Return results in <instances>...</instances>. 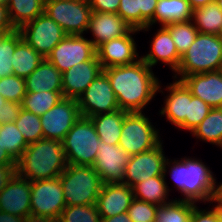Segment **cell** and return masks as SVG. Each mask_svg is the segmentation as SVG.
<instances>
[{
  "label": "cell",
  "mask_w": 222,
  "mask_h": 222,
  "mask_svg": "<svg viewBox=\"0 0 222 222\" xmlns=\"http://www.w3.org/2000/svg\"><path fill=\"white\" fill-rule=\"evenodd\" d=\"M121 110L144 112L157 96L160 80L142 59L130 65L105 68Z\"/></svg>",
  "instance_id": "6da1fadb"
},
{
  "label": "cell",
  "mask_w": 222,
  "mask_h": 222,
  "mask_svg": "<svg viewBox=\"0 0 222 222\" xmlns=\"http://www.w3.org/2000/svg\"><path fill=\"white\" fill-rule=\"evenodd\" d=\"M207 163L202 159L187 157L170 160L165 162L164 176L171 177L174 188L181 193V198L197 203H204L216 192L221 190V182H217L215 174L210 170Z\"/></svg>",
  "instance_id": "7a4b0ae2"
},
{
  "label": "cell",
  "mask_w": 222,
  "mask_h": 222,
  "mask_svg": "<svg viewBox=\"0 0 222 222\" xmlns=\"http://www.w3.org/2000/svg\"><path fill=\"white\" fill-rule=\"evenodd\" d=\"M67 166L62 141L42 138L27 146L15 172L32 182L59 177Z\"/></svg>",
  "instance_id": "3957f363"
},
{
  "label": "cell",
  "mask_w": 222,
  "mask_h": 222,
  "mask_svg": "<svg viewBox=\"0 0 222 222\" xmlns=\"http://www.w3.org/2000/svg\"><path fill=\"white\" fill-rule=\"evenodd\" d=\"M222 68V36L198 33L194 42L181 56L179 67L172 78L218 71Z\"/></svg>",
  "instance_id": "277c9868"
},
{
  "label": "cell",
  "mask_w": 222,
  "mask_h": 222,
  "mask_svg": "<svg viewBox=\"0 0 222 222\" xmlns=\"http://www.w3.org/2000/svg\"><path fill=\"white\" fill-rule=\"evenodd\" d=\"M31 181L16 172L0 175V222H31Z\"/></svg>",
  "instance_id": "5b68a950"
},
{
  "label": "cell",
  "mask_w": 222,
  "mask_h": 222,
  "mask_svg": "<svg viewBox=\"0 0 222 222\" xmlns=\"http://www.w3.org/2000/svg\"><path fill=\"white\" fill-rule=\"evenodd\" d=\"M66 206L96 204L103 182L91 165H69L60 174Z\"/></svg>",
  "instance_id": "8992f818"
},
{
  "label": "cell",
  "mask_w": 222,
  "mask_h": 222,
  "mask_svg": "<svg viewBox=\"0 0 222 222\" xmlns=\"http://www.w3.org/2000/svg\"><path fill=\"white\" fill-rule=\"evenodd\" d=\"M100 144L95 126L89 117L81 116L62 140L69 165H94Z\"/></svg>",
  "instance_id": "52a82bcc"
},
{
  "label": "cell",
  "mask_w": 222,
  "mask_h": 222,
  "mask_svg": "<svg viewBox=\"0 0 222 222\" xmlns=\"http://www.w3.org/2000/svg\"><path fill=\"white\" fill-rule=\"evenodd\" d=\"M144 112H128L123 121L118 146L130 156L156 147L162 139L160 130Z\"/></svg>",
  "instance_id": "ba28073f"
},
{
  "label": "cell",
  "mask_w": 222,
  "mask_h": 222,
  "mask_svg": "<svg viewBox=\"0 0 222 222\" xmlns=\"http://www.w3.org/2000/svg\"><path fill=\"white\" fill-rule=\"evenodd\" d=\"M31 222H56L66 207L60 176L31 182Z\"/></svg>",
  "instance_id": "9c48e42d"
},
{
  "label": "cell",
  "mask_w": 222,
  "mask_h": 222,
  "mask_svg": "<svg viewBox=\"0 0 222 222\" xmlns=\"http://www.w3.org/2000/svg\"><path fill=\"white\" fill-rule=\"evenodd\" d=\"M44 13L67 35L87 34L92 9L88 0H60L44 3Z\"/></svg>",
  "instance_id": "30bf717a"
},
{
  "label": "cell",
  "mask_w": 222,
  "mask_h": 222,
  "mask_svg": "<svg viewBox=\"0 0 222 222\" xmlns=\"http://www.w3.org/2000/svg\"><path fill=\"white\" fill-rule=\"evenodd\" d=\"M18 30L22 38L44 58H47L53 48L67 36L64 30L45 13Z\"/></svg>",
  "instance_id": "8fae6325"
},
{
  "label": "cell",
  "mask_w": 222,
  "mask_h": 222,
  "mask_svg": "<svg viewBox=\"0 0 222 222\" xmlns=\"http://www.w3.org/2000/svg\"><path fill=\"white\" fill-rule=\"evenodd\" d=\"M81 116L92 117L120 109L110 80L103 71L77 99Z\"/></svg>",
  "instance_id": "7c38bea8"
},
{
  "label": "cell",
  "mask_w": 222,
  "mask_h": 222,
  "mask_svg": "<svg viewBox=\"0 0 222 222\" xmlns=\"http://www.w3.org/2000/svg\"><path fill=\"white\" fill-rule=\"evenodd\" d=\"M163 141L150 150L130 157L126 165L123 184L132 188L148 178L164 175L165 162L168 157L165 155Z\"/></svg>",
  "instance_id": "4fadbf2b"
},
{
  "label": "cell",
  "mask_w": 222,
  "mask_h": 222,
  "mask_svg": "<svg viewBox=\"0 0 222 222\" xmlns=\"http://www.w3.org/2000/svg\"><path fill=\"white\" fill-rule=\"evenodd\" d=\"M93 43L84 35H67L47 56V59L61 72L74 65L91 60L96 55Z\"/></svg>",
  "instance_id": "5bb4252c"
},
{
  "label": "cell",
  "mask_w": 222,
  "mask_h": 222,
  "mask_svg": "<svg viewBox=\"0 0 222 222\" xmlns=\"http://www.w3.org/2000/svg\"><path fill=\"white\" fill-rule=\"evenodd\" d=\"M80 117L77 99L62 98L40 116L43 137L62 141Z\"/></svg>",
  "instance_id": "9a60e30c"
},
{
  "label": "cell",
  "mask_w": 222,
  "mask_h": 222,
  "mask_svg": "<svg viewBox=\"0 0 222 222\" xmlns=\"http://www.w3.org/2000/svg\"><path fill=\"white\" fill-rule=\"evenodd\" d=\"M165 87L163 88L160 81L157 92L164 95V92L167 91V94L163 97L165 98L164 106L160 109L159 115L165 117L169 124L171 123L178 130L186 131L189 100L193 95L182 80L173 78L172 83L170 82Z\"/></svg>",
  "instance_id": "2e32d148"
},
{
  "label": "cell",
  "mask_w": 222,
  "mask_h": 222,
  "mask_svg": "<svg viewBox=\"0 0 222 222\" xmlns=\"http://www.w3.org/2000/svg\"><path fill=\"white\" fill-rule=\"evenodd\" d=\"M140 34L132 28L126 35L104 42L96 49L97 57L103 69L130 65L141 59L134 35Z\"/></svg>",
  "instance_id": "e0dca14e"
},
{
  "label": "cell",
  "mask_w": 222,
  "mask_h": 222,
  "mask_svg": "<svg viewBox=\"0 0 222 222\" xmlns=\"http://www.w3.org/2000/svg\"><path fill=\"white\" fill-rule=\"evenodd\" d=\"M94 169L100 174L103 183H122L130 155L118 145L100 141Z\"/></svg>",
  "instance_id": "ac0fdd59"
},
{
  "label": "cell",
  "mask_w": 222,
  "mask_h": 222,
  "mask_svg": "<svg viewBox=\"0 0 222 222\" xmlns=\"http://www.w3.org/2000/svg\"><path fill=\"white\" fill-rule=\"evenodd\" d=\"M103 72L97 54L88 61L74 65L62 73L63 98L78 97Z\"/></svg>",
  "instance_id": "d6986e66"
},
{
  "label": "cell",
  "mask_w": 222,
  "mask_h": 222,
  "mask_svg": "<svg viewBox=\"0 0 222 222\" xmlns=\"http://www.w3.org/2000/svg\"><path fill=\"white\" fill-rule=\"evenodd\" d=\"M153 35V40L149 41L150 49L146 55H141V59L151 68L161 62V64L168 65L175 73L179 67L181 56L177 52L176 45L172 40L169 30L165 26H160Z\"/></svg>",
  "instance_id": "ffe728a7"
},
{
  "label": "cell",
  "mask_w": 222,
  "mask_h": 222,
  "mask_svg": "<svg viewBox=\"0 0 222 222\" xmlns=\"http://www.w3.org/2000/svg\"><path fill=\"white\" fill-rule=\"evenodd\" d=\"M134 199L133 190L123 183H103L96 207L101 218L127 212Z\"/></svg>",
  "instance_id": "44dd1931"
},
{
  "label": "cell",
  "mask_w": 222,
  "mask_h": 222,
  "mask_svg": "<svg viewBox=\"0 0 222 222\" xmlns=\"http://www.w3.org/2000/svg\"><path fill=\"white\" fill-rule=\"evenodd\" d=\"M131 29V26L116 13L92 11L86 32L92 33L93 39L89 40L97 49L104 42L126 35Z\"/></svg>",
  "instance_id": "7402d4cb"
},
{
  "label": "cell",
  "mask_w": 222,
  "mask_h": 222,
  "mask_svg": "<svg viewBox=\"0 0 222 222\" xmlns=\"http://www.w3.org/2000/svg\"><path fill=\"white\" fill-rule=\"evenodd\" d=\"M182 81L193 96L212 108L222 107V71H212L185 76Z\"/></svg>",
  "instance_id": "603a6c76"
},
{
  "label": "cell",
  "mask_w": 222,
  "mask_h": 222,
  "mask_svg": "<svg viewBox=\"0 0 222 222\" xmlns=\"http://www.w3.org/2000/svg\"><path fill=\"white\" fill-rule=\"evenodd\" d=\"M26 92L63 91L62 73L47 59L25 78Z\"/></svg>",
  "instance_id": "cb8c5ba5"
},
{
  "label": "cell",
  "mask_w": 222,
  "mask_h": 222,
  "mask_svg": "<svg viewBox=\"0 0 222 222\" xmlns=\"http://www.w3.org/2000/svg\"><path fill=\"white\" fill-rule=\"evenodd\" d=\"M166 179L161 175L137 183L132 187L134 198L157 206L171 202L173 199H169V191L173 189L169 188Z\"/></svg>",
  "instance_id": "d4e9b609"
},
{
  "label": "cell",
  "mask_w": 222,
  "mask_h": 222,
  "mask_svg": "<svg viewBox=\"0 0 222 222\" xmlns=\"http://www.w3.org/2000/svg\"><path fill=\"white\" fill-rule=\"evenodd\" d=\"M127 113L126 110L118 109L90 117L100 141L110 145L119 144L124 117Z\"/></svg>",
  "instance_id": "484cf974"
},
{
  "label": "cell",
  "mask_w": 222,
  "mask_h": 222,
  "mask_svg": "<svg viewBox=\"0 0 222 222\" xmlns=\"http://www.w3.org/2000/svg\"><path fill=\"white\" fill-rule=\"evenodd\" d=\"M193 9L188 0H158L154 12L153 25L165 26L170 23L192 19Z\"/></svg>",
  "instance_id": "4316f807"
},
{
  "label": "cell",
  "mask_w": 222,
  "mask_h": 222,
  "mask_svg": "<svg viewBox=\"0 0 222 222\" xmlns=\"http://www.w3.org/2000/svg\"><path fill=\"white\" fill-rule=\"evenodd\" d=\"M191 20L199 33L222 36V11L216 2L193 9Z\"/></svg>",
  "instance_id": "83f0119b"
},
{
  "label": "cell",
  "mask_w": 222,
  "mask_h": 222,
  "mask_svg": "<svg viewBox=\"0 0 222 222\" xmlns=\"http://www.w3.org/2000/svg\"><path fill=\"white\" fill-rule=\"evenodd\" d=\"M12 59L13 75L25 79L40 65L44 57L22 39L16 45Z\"/></svg>",
  "instance_id": "f1b7e54d"
},
{
  "label": "cell",
  "mask_w": 222,
  "mask_h": 222,
  "mask_svg": "<svg viewBox=\"0 0 222 222\" xmlns=\"http://www.w3.org/2000/svg\"><path fill=\"white\" fill-rule=\"evenodd\" d=\"M190 134L198 140L219 147L222 144V107L212 108Z\"/></svg>",
  "instance_id": "f546056e"
},
{
  "label": "cell",
  "mask_w": 222,
  "mask_h": 222,
  "mask_svg": "<svg viewBox=\"0 0 222 222\" xmlns=\"http://www.w3.org/2000/svg\"><path fill=\"white\" fill-rule=\"evenodd\" d=\"M7 7L11 22L17 30L44 13L43 0H9Z\"/></svg>",
  "instance_id": "4dcf8cb0"
},
{
  "label": "cell",
  "mask_w": 222,
  "mask_h": 222,
  "mask_svg": "<svg viewBox=\"0 0 222 222\" xmlns=\"http://www.w3.org/2000/svg\"><path fill=\"white\" fill-rule=\"evenodd\" d=\"M63 98V91L27 92L21 107L37 116L43 115Z\"/></svg>",
  "instance_id": "1f68e13d"
},
{
  "label": "cell",
  "mask_w": 222,
  "mask_h": 222,
  "mask_svg": "<svg viewBox=\"0 0 222 222\" xmlns=\"http://www.w3.org/2000/svg\"><path fill=\"white\" fill-rule=\"evenodd\" d=\"M196 204L192 201L173 199L167 204L157 206L155 222H190Z\"/></svg>",
  "instance_id": "d6a6232c"
},
{
  "label": "cell",
  "mask_w": 222,
  "mask_h": 222,
  "mask_svg": "<svg viewBox=\"0 0 222 222\" xmlns=\"http://www.w3.org/2000/svg\"><path fill=\"white\" fill-rule=\"evenodd\" d=\"M0 142L9 156L17 162L29 145L15 122L0 125Z\"/></svg>",
  "instance_id": "836d02e7"
},
{
  "label": "cell",
  "mask_w": 222,
  "mask_h": 222,
  "mask_svg": "<svg viewBox=\"0 0 222 222\" xmlns=\"http://www.w3.org/2000/svg\"><path fill=\"white\" fill-rule=\"evenodd\" d=\"M165 27L169 30L180 56L188 50L199 33L192 20L170 23Z\"/></svg>",
  "instance_id": "e575fe53"
},
{
  "label": "cell",
  "mask_w": 222,
  "mask_h": 222,
  "mask_svg": "<svg viewBox=\"0 0 222 222\" xmlns=\"http://www.w3.org/2000/svg\"><path fill=\"white\" fill-rule=\"evenodd\" d=\"M15 124L28 144L44 138L40 117L21 108Z\"/></svg>",
  "instance_id": "d590c367"
},
{
  "label": "cell",
  "mask_w": 222,
  "mask_h": 222,
  "mask_svg": "<svg viewBox=\"0 0 222 222\" xmlns=\"http://www.w3.org/2000/svg\"><path fill=\"white\" fill-rule=\"evenodd\" d=\"M56 222H101L96 204L66 206Z\"/></svg>",
  "instance_id": "8d00e7d4"
},
{
  "label": "cell",
  "mask_w": 222,
  "mask_h": 222,
  "mask_svg": "<svg viewBox=\"0 0 222 222\" xmlns=\"http://www.w3.org/2000/svg\"><path fill=\"white\" fill-rule=\"evenodd\" d=\"M19 30L9 33L0 43V79L13 75V53L16 45L22 40Z\"/></svg>",
  "instance_id": "74e56055"
},
{
  "label": "cell",
  "mask_w": 222,
  "mask_h": 222,
  "mask_svg": "<svg viewBox=\"0 0 222 222\" xmlns=\"http://www.w3.org/2000/svg\"><path fill=\"white\" fill-rule=\"evenodd\" d=\"M26 93L24 78L11 75L0 79V95L5 100L21 104Z\"/></svg>",
  "instance_id": "f35d334b"
},
{
  "label": "cell",
  "mask_w": 222,
  "mask_h": 222,
  "mask_svg": "<svg viewBox=\"0 0 222 222\" xmlns=\"http://www.w3.org/2000/svg\"><path fill=\"white\" fill-rule=\"evenodd\" d=\"M212 107L198 97L189 100L188 116H186V131L192 132L209 114Z\"/></svg>",
  "instance_id": "ab89813d"
},
{
  "label": "cell",
  "mask_w": 222,
  "mask_h": 222,
  "mask_svg": "<svg viewBox=\"0 0 222 222\" xmlns=\"http://www.w3.org/2000/svg\"><path fill=\"white\" fill-rule=\"evenodd\" d=\"M157 205L134 198L127 210L133 222H155Z\"/></svg>",
  "instance_id": "60d3db41"
},
{
  "label": "cell",
  "mask_w": 222,
  "mask_h": 222,
  "mask_svg": "<svg viewBox=\"0 0 222 222\" xmlns=\"http://www.w3.org/2000/svg\"><path fill=\"white\" fill-rule=\"evenodd\" d=\"M134 29H141V10L138 0H120L117 12Z\"/></svg>",
  "instance_id": "b9f144b4"
},
{
  "label": "cell",
  "mask_w": 222,
  "mask_h": 222,
  "mask_svg": "<svg viewBox=\"0 0 222 222\" xmlns=\"http://www.w3.org/2000/svg\"><path fill=\"white\" fill-rule=\"evenodd\" d=\"M139 9L141 10V29L140 32H149L153 26L154 12L158 0H138Z\"/></svg>",
  "instance_id": "7bdbcfd3"
},
{
  "label": "cell",
  "mask_w": 222,
  "mask_h": 222,
  "mask_svg": "<svg viewBox=\"0 0 222 222\" xmlns=\"http://www.w3.org/2000/svg\"><path fill=\"white\" fill-rule=\"evenodd\" d=\"M21 108V104L6 101L0 109V125L15 122L19 116Z\"/></svg>",
  "instance_id": "ee69618b"
},
{
  "label": "cell",
  "mask_w": 222,
  "mask_h": 222,
  "mask_svg": "<svg viewBox=\"0 0 222 222\" xmlns=\"http://www.w3.org/2000/svg\"><path fill=\"white\" fill-rule=\"evenodd\" d=\"M88 2L92 11L116 14L120 4V0H88Z\"/></svg>",
  "instance_id": "f6af8a7d"
},
{
  "label": "cell",
  "mask_w": 222,
  "mask_h": 222,
  "mask_svg": "<svg viewBox=\"0 0 222 222\" xmlns=\"http://www.w3.org/2000/svg\"><path fill=\"white\" fill-rule=\"evenodd\" d=\"M190 222H219L213 210L209 207L201 208L197 205L193 207Z\"/></svg>",
  "instance_id": "bcb514c9"
},
{
  "label": "cell",
  "mask_w": 222,
  "mask_h": 222,
  "mask_svg": "<svg viewBox=\"0 0 222 222\" xmlns=\"http://www.w3.org/2000/svg\"><path fill=\"white\" fill-rule=\"evenodd\" d=\"M16 170V162L9 156L0 142V175H8Z\"/></svg>",
  "instance_id": "7dc6e473"
},
{
  "label": "cell",
  "mask_w": 222,
  "mask_h": 222,
  "mask_svg": "<svg viewBox=\"0 0 222 222\" xmlns=\"http://www.w3.org/2000/svg\"><path fill=\"white\" fill-rule=\"evenodd\" d=\"M17 30L10 19L8 7L0 5V32H14Z\"/></svg>",
  "instance_id": "c3c4849f"
},
{
  "label": "cell",
  "mask_w": 222,
  "mask_h": 222,
  "mask_svg": "<svg viewBox=\"0 0 222 222\" xmlns=\"http://www.w3.org/2000/svg\"><path fill=\"white\" fill-rule=\"evenodd\" d=\"M206 203H210L208 206H211V204L213 205L214 203V205L211 206V209L216 215L217 220L222 222V190L216 192Z\"/></svg>",
  "instance_id": "681fc988"
},
{
  "label": "cell",
  "mask_w": 222,
  "mask_h": 222,
  "mask_svg": "<svg viewBox=\"0 0 222 222\" xmlns=\"http://www.w3.org/2000/svg\"><path fill=\"white\" fill-rule=\"evenodd\" d=\"M101 222H133L130 217L128 216V213H122L118 215H114L110 218H101Z\"/></svg>",
  "instance_id": "f907efd6"
},
{
  "label": "cell",
  "mask_w": 222,
  "mask_h": 222,
  "mask_svg": "<svg viewBox=\"0 0 222 222\" xmlns=\"http://www.w3.org/2000/svg\"><path fill=\"white\" fill-rule=\"evenodd\" d=\"M216 0H188L192 9H196L202 6H205L209 3L215 2Z\"/></svg>",
  "instance_id": "816d5d0a"
},
{
  "label": "cell",
  "mask_w": 222,
  "mask_h": 222,
  "mask_svg": "<svg viewBox=\"0 0 222 222\" xmlns=\"http://www.w3.org/2000/svg\"><path fill=\"white\" fill-rule=\"evenodd\" d=\"M12 32H0V43L3 41V39Z\"/></svg>",
  "instance_id": "f5cc1de1"
},
{
  "label": "cell",
  "mask_w": 222,
  "mask_h": 222,
  "mask_svg": "<svg viewBox=\"0 0 222 222\" xmlns=\"http://www.w3.org/2000/svg\"><path fill=\"white\" fill-rule=\"evenodd\" d=\"M7 100H5L1 95H0V109L2 108V106L5 104Z\"/></svg>",
  "instance_id": "db71d44e"
},
{
  "label": "cell",
  "mask_w": 222,
  "mask_h": 222,
  "mask_svg": "<svg viewBox=\"0 0 222 222\" xmlns=\"http://www.w3.org/2000/svg\"><path fill=\"white\" fill-rule=\"evenodd\" d=\"M9 3V0H0V5H5L7 6Z\"/></svg>",
  "instance_id": "11a10c76"
},
{
  "label": "cell",
  "mask_w": 222,
  "mask_h": 222,
  "mask_svg": "<svg viewBox=\"0 0 222 222\" xmlns=\"http://www.w3.org/2000/svg\"><path fill=\"white\" fill-rule=\"evenodd\" d=\"M215 2L222 11V0H216Z\"/></svg>",
  "instance_id": "9f6ffc18"
},
{
  "label": "cell",
  "mask_w": 222,
  "mask_h": 222,
  "mask_svg": "<svg viewBox=\"0 0 222 222\" xmlns=\"http://www.w3.org/2000/svg\"><path fill=\"white\" fill-rule=\"evenodd\" d=\"M43 1L45 3V2H54V1H60V0H43Z\"/></svg>",
  "instance_id": "6f0895ef"
}]
</instances>
